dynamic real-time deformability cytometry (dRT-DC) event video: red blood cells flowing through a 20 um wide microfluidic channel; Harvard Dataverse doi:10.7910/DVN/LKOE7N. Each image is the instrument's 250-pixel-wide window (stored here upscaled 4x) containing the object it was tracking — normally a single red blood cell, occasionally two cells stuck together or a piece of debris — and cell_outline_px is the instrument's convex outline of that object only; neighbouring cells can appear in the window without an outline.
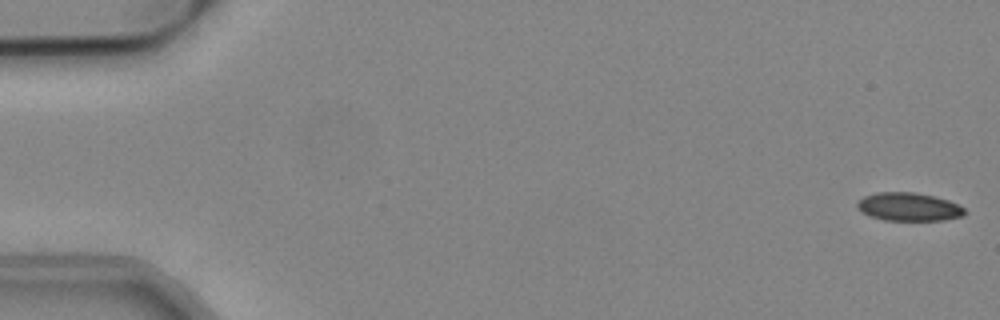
{"species": "common noctule bat (a hibernating species)", "species_latin": "Nyctalus noctula", "temperature_condition": "cold", "stored_images_in_passage": 50, "camera_frame_rate_fps": 3000, "um_per_image_px": 0.085, "animal": {"sex": "male", "body_mass_g": 19.2, "forearm_length_mm": 51.8}, "frame": {"image": 1, "passage_image": 1, "time_ms": 0.0, "image_size_px": [1000, 320], "cell_outline_px": [[968, 212], [964, 216], [944, 220], [884, 220], [860, 212], [856, 204], [864, 196], [876, 192], [912, 192], [932, 196], [948, 200], [964, 208]], "centroid_in_image_um": [77.25, 17.58], "position_along_channel_um": 7.7, "area_um2": 17.63}}
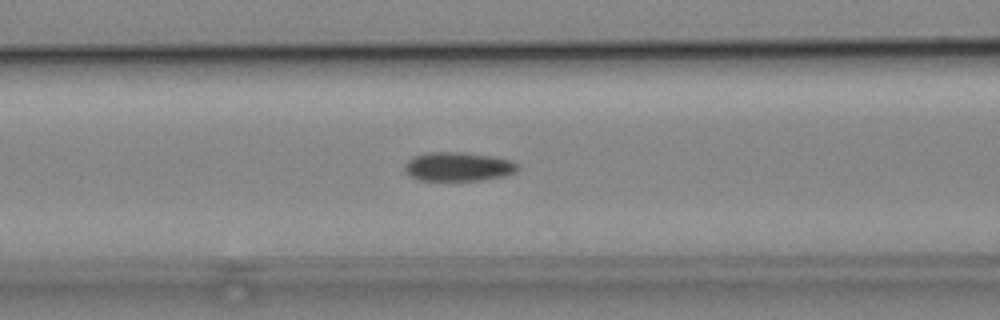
{"frame": {"image": 2, "passage_image": 22, "time_ms": 7.0, "image_size_px": [1000, 320], "cell_outline_px": [[520, 168], [516, 172], [504, 176], [480, 180], [420, 180], [412, 176], [404, 168], [404, 164], [412, 156], [428, 152], [464, 152], [492, 156], [512, 160]], "centroid_in_image_um": [38.96, 14.15], "position_along_channel_um": 127.6, "area_um2": 19.07}}
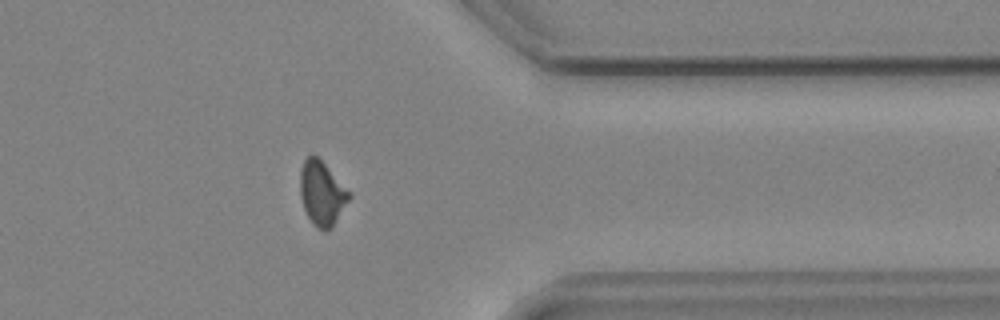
{"frame": {"image": 3, "passage_image": 43, "time_ms": 14.0, "image_size_px": [1000, 320], "cell_outline_px": [[352, 196], [332, 224], [324, 232], [316, 228], [308, 216], [304, 208], [300, 196], [300, 168], [304, 160], [312, 152], [352, 192]], "centroid_in_image_um": [27.35, 16.39], "position_along_channel_um": 384.0, "area_um2": 18.15}, "authors_computed_cell_mechanics": {"area_um2": 18.6405, "velocity_mm_per_s": 3.828, "shape_relaxation_time_tau1_ms": 7.7165, "shape_relaxation_time_tau2_ms": 8.8912, "deformation_change_tau1": 0.1619, "deformation_change_tau2": 0.1641}}